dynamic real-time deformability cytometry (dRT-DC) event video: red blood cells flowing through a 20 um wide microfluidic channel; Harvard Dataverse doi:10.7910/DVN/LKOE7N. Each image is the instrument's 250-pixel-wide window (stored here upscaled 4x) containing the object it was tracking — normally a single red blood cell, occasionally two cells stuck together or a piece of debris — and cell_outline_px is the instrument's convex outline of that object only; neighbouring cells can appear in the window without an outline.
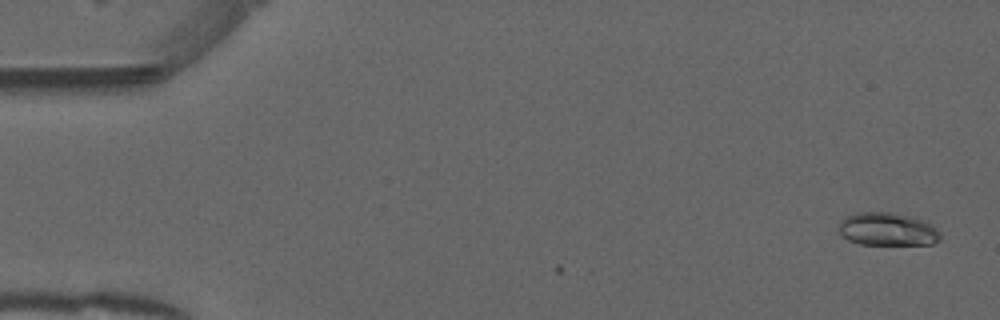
{"species": "common noctule bat (a hibernating species)", "species_latin": "Nyctalus noctula", "temperature_condition": "warm", "stored_images_in_passage": 2, "camera_frame_rate_fps": 3000, "um_per_image_px": 0.085, "animal": {"sex": "male", "forearm_length_mm": 52.5}, "frame": {"image": 1, "passage_image": 2, "time_ms": 0.333, "image_size_px": [1000, 320], "cell_outline_px": [[940, 240], [932, 244], [860, 244], [848, 240], [840, 232], [840, 220], [844, 216], [860, 212], [888, 212], [908, 216], [932, 224], [940, 232]], "centroid_in_image_um": [75.43, 19.48], "position_along_channel_um": 9.6, "area_um2": 19.36}}